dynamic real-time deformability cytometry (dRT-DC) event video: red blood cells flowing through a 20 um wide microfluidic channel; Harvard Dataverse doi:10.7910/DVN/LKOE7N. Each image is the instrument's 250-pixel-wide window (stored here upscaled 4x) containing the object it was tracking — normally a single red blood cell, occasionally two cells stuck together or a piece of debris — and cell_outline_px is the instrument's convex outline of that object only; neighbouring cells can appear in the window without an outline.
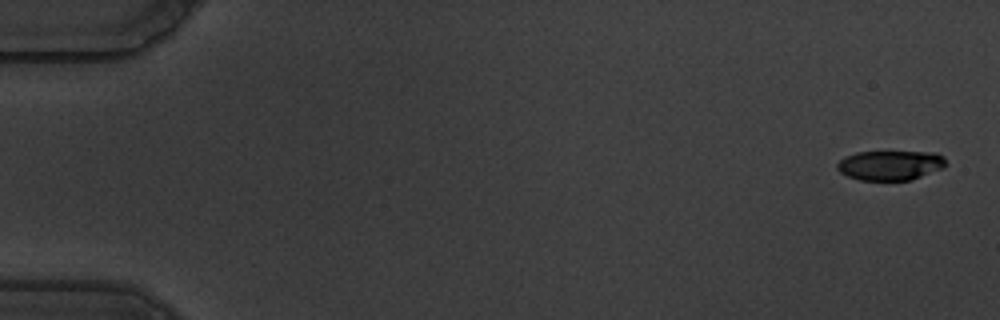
{"species": "common noctule bat (a hibernating species)", "species_latin": "Nyctalus noctula", "temperature_condition": "warm", "stored_images_in_passage": 57, "camera_frame_rate_fps": 3000, "um_per_image_px": 0.085, "animal": {"sex": "male", "body_mass_g": 19.5, "forearm_length_mm": 54.6}, "frame": {"image": 1, "passage_image": 1, "time_ms": 0.0, "image_size_px": [1000, 320], "cell_outline_px": [[948, 164], [944, 168], [908, 180], [860, 180], [848, 176], [840, 172], [836, 168], [836, 164], [844, 156], [856, 152], [936, 152], [944, 156]], "centroid_in_image_um": [75.68, 14.04], "position_along_channel_um": 9.3, "area_um2": 18.9}}
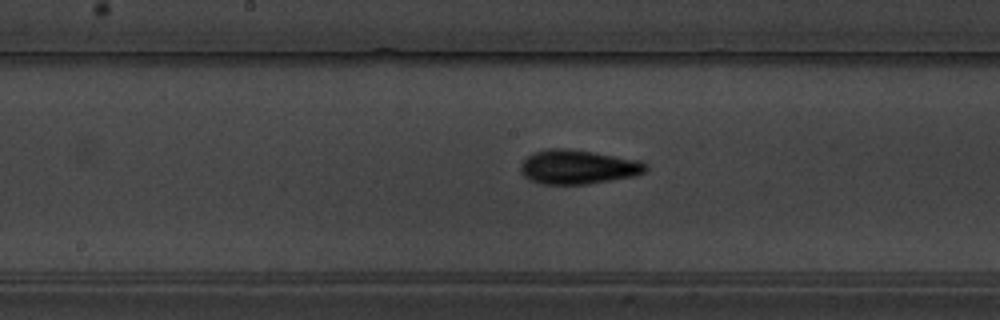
{"frame": {"image": 2, "passage_image": 30, "time_ms": 9.667, "image_size_px": [1000, 320], "cell_outline_px": [[648, 168], [644, 172], [636, 176], [588, 184], [540, 184], [528, 180], [520, 172], [520, 164], [532, 152], [548, 148], [564, 148], [592, 152], [640, 160], [648, 164]], "centroid_in_image_um": [49.11, 14.2], "position_along_channel_um": 199.1, "area_um2": 25.2}}
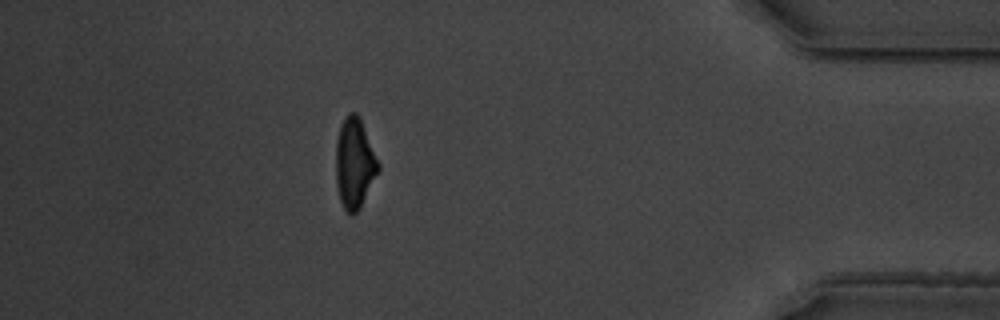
{"frame": {"image": 3, "passage_image": 51, "time_ms": 16.667, "image_size_px": [1000, 320], "cell_outline_px": [[380, 168], [360, 208], [352, 216], [344, 208], [340, 200], [336, 184], [336, 140], [340, 124], [344, 116], [348, 112], [356, 112], [360, 116], [380, 164]], "centroid_in_image_um": [30.13, 13.83], "position_along_channel_um": 405.1, "area_um2": 22.54}, "authors_computed_cell_mechanics": {"area_um2": 22.5998, "velocity_mm_per_s": 3.5309, "shape_relaxation_time_tau1_ms": 3.4048, "shape_relaxation_time_tau2_ms": 2.0501, "deformation_change_tau1": 0.1466, "deformation_change_tau2": 0.0951}}